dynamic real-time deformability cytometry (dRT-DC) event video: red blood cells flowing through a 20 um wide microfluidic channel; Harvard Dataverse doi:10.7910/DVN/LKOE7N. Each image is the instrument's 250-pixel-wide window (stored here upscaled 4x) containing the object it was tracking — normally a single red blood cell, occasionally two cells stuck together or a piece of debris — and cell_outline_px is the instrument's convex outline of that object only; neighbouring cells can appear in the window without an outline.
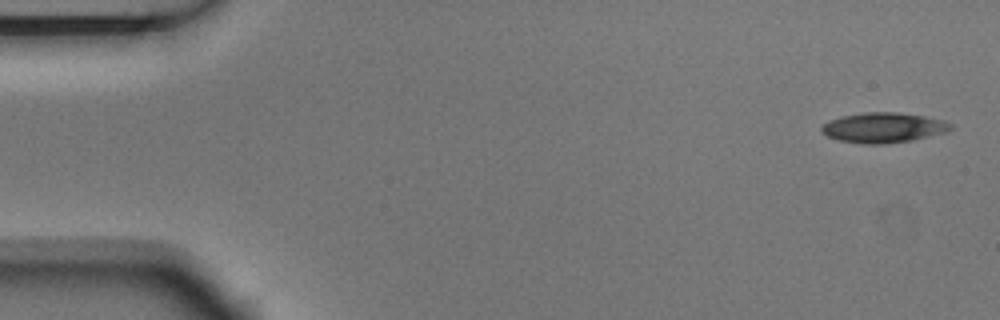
{"species": "Egyptian fruit bat (a non-hibernating species)", "species_latin": "Rousettus aegyptiacus", "temperature_condition": "room temperature", "stored_images_in_passage": 6, "camera_frame_rate_fps": 3000, "um_per_image_px": 0.085, "animal": {"sex": "male"}, "frame": {"image": 1, "passage_image": 1, "time_ms": 0.0, "image_size_px": [1000, 320], "cell_outline_px": [[952, 128], [948, 132], [912, 140], [884, 144], [864, 144], [840, 140], [828, 136], [820, 132], [820, 128], [828, 120], [840, 116], [864, 112], [900, 112], [924, 116], [944, 120], [952, 124]], "centroid_in_image_um": [75.09, 10.84], "position_along_channel_um": 9.9, "area_um2": 22.83}}
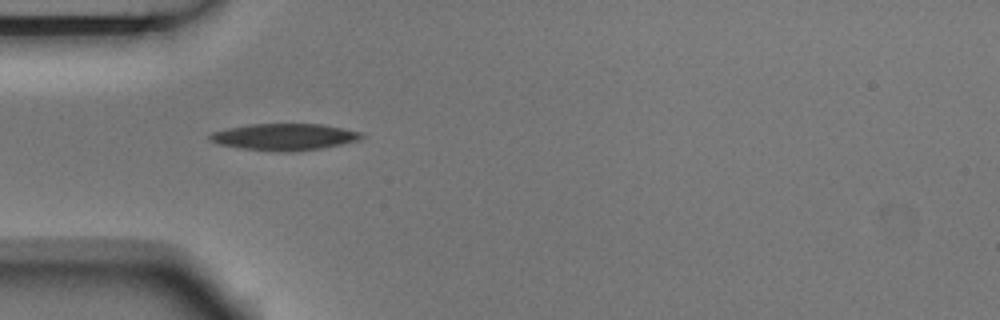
{"frame": {"image": 2, "passage_image": 5, "time_ms": 1.333, "image_size_px": [1000, 320], "cell_outline_px": [[364, 136], [360, 140], [320, 148], [284, 152], [240, 148], [216, 144], [208, 140], [208, 136], [212, 132], [228, 128], [248, 124], [324, 124], [344, 128], [360, 132]], "centroid_in_image_um": [24.13, 11.63], "position_along_channel_um": 60.9, "area_um2": 23.52}}
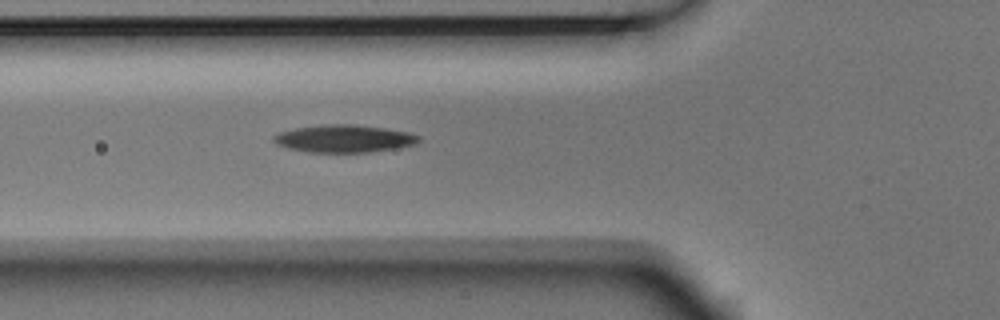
{"frame": {"image": 3, "passage_image": 6, "time_ms": 1.667, "image_size_px": [1000, 320], "cell_outline_px": [[420, 140], [416, 144], [368, 152], [308, 152], [288, 148], [276, 144], [272, 140], [272, 136], [280, 132], [296, 128], [320, 124], [356, 124], [384, 128], [408, 132], [420, 136]], "centroid_in_image_um": [29.21, 11.77], "position_along_channel_um": 96.6, "area_um2": 23.24}}